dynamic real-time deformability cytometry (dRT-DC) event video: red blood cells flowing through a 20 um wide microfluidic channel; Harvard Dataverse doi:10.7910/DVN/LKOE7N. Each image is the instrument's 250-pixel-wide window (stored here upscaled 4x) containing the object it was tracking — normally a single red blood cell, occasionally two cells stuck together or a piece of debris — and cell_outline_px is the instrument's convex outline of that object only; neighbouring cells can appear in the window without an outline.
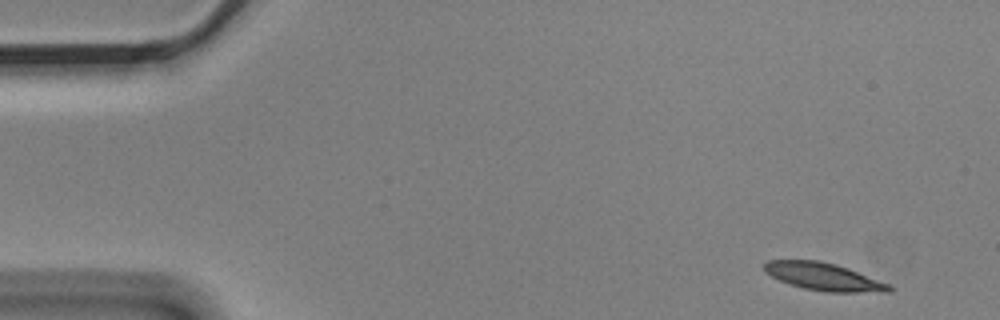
{"species": "Egyptian fruit bat (a non-hibernating species)", "species_latin": "Rousettus aegyptiacus", "temperature_condition": "cold", "stored_images_in_passage": 5, "camera_frame_rate_fps": 3000, "um_per_image_px": 0.085, "animal": {"sex": "male"}, "frame": {"image": 1, "passage_image": 1, "time_ms": 0.0, "image_size_px": [1000, 320], "cell_outline_px": [[896, 288], [892, 292], [824, 292], [804, 288], [780, 280], [764, 272], [764, 264], [768, 260], [820, 260], [836, 264], [848, 268], [892, 284]], "centroid_in_image_um": [70.1, 23.52], "position_along_channel_um": 14.9, "area_um2": 20.29}}
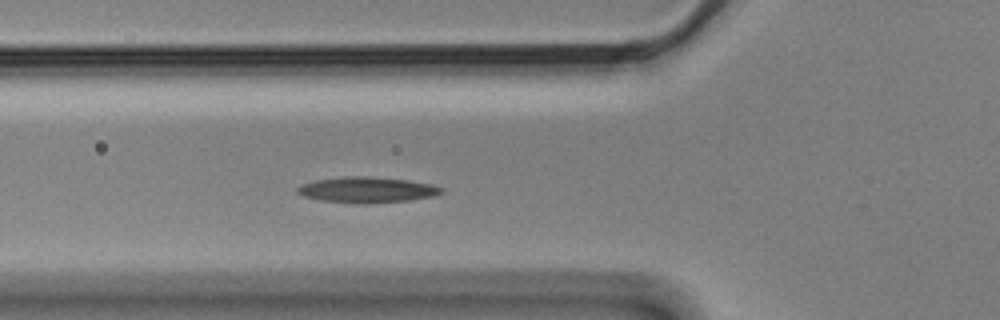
{"frame": {"image": 2, "passage_image": 5, "time_ms": 1.333, "image_size_px": [1000, 320], "cell_outline_px": [[444, 192], [432, 196], [408, 200], [368, 204], [356, 204], [320, 200], [304, 196], [296, 192], [296, 188], [300, 184], [316, 180], [344, 176], [368, 176], [408, 180], [432, 184], [444, 188]], "centroid_in_image_um": [31.18, 16.13], "position_along_channel_um": 94.6, "area_um2": 21.79}}